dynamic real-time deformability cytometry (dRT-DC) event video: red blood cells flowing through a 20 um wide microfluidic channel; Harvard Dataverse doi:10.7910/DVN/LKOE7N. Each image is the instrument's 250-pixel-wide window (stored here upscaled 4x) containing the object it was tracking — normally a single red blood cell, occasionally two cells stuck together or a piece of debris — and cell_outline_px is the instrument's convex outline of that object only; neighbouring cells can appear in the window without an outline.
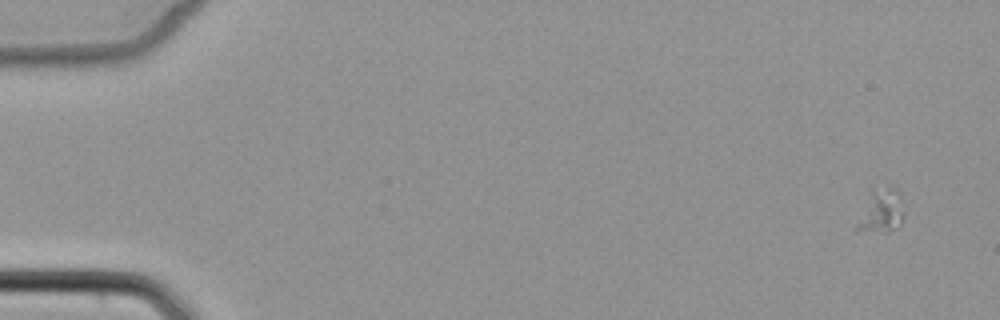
{"species": "common noctule bat (a hibernating species)", "species_latin": "Nyctalus noctula", "temperature_condition": "cold", "stored_images_in_passage": 6, "camera_frame_rate_fps": 3000, "um_per_image_px": 0.085, "animal": {"sex": "female", "body_mass_g": 22.7, "forearm_length_mm": 54.2}, "frame": {"image": 1, "passage_image": 1, "time_ms": 0.0, "image_size_px": [1000, 320], "cell_outline_px": [[904, 216], [900, 224], [896, 228], [888, 232], [856, 232], [856, 224], [872, 196], [888, 188], [896, 188], [900, 192], [904, 212]], "centroid_in_image_um": [74.98, 18.07], "position_along_channel_um": 10.0, "area_um2": 11.16}}